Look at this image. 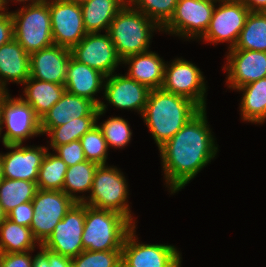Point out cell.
<instances>
[{"mask_svg": "<svg viewBox=\"0 0 266 267\" xmlns=\"http://www.w3.org/2000/svg\"><path fill=\"white\" fill-rule=\"evenodd\" d=\"M206 115V109H201L158 148L170 194L181 191L217 155L218 145Z\"/></svg>", "mask_w": 266, "mask_h": 267, "instance_id": "1", "label": "cell"}, {"mask_svg": "<svg viewBox=\"0 0 266 267\" xmlns=\"http://www.w3.org/2000/svg\"><path fill=\"white\" fill-rule=\"evenodd\" d=\"M200 110L192 100L159 88L150 91L141 117L159 148Z\"/></svg>", "mask_w": 266, "mask_h": 267, "instance_id": "2", "label": "cell"}, {"mask_svg": "<svg viewBox=\"0 0 266 267\" xmlns=\"http://www.w3.org/2000/svg\"><path fill=\"white\" fill-rule=\"evenodd\" d=\"M156 30L160 32L162 29L127 2L111 22L107 33L123 61L128 56L150 51V40Z\"/></svg>", "mask_w": 266, "mask_h": 267, "instance_id": "3", "label": "cell"}, {"mask_svg": "<svg viewBox=\"0 0 266 267\" xmlns=\"http://www.w3.org/2000/svg\"><path fill=\"white\" fill-rule=\"evenodd\" d=\"M135 225L122 214L97 209L85 204V223L82 234L84 250H121L125 237Z\"/></svg>", "mask_w": 266, "mask_h": 267, "instance_id": "4", "label": "cell"}, {"mask_svg": "<svg viewBox=\"0 0 266 267\" xmlns=\"http://www.w3.org/2000/svg\"><path fill=\"white\" fill-rule=\"evenodd\" d=\"M128 195V182L120 168L98 165L91 192L83 203L97 209L116 211L136 225L128 204Z\"/></svg>", "mask_w": 266, "mask_h": 267, "instance_id": "5", "label": "cell"}, {"mask_svg": "<svg viewBox=\"0 0 266 267\" xmlns=\"http://www.w3.org/2000/svg\"><path fill=\"white\" fill-rule=\"evenodd\" d=\"M10 13L14 39L29 55L54 44L49 0L43 4L22 6Z\"/></svg>", "mask_w": 266, "mask_h": 267, "instance_id": "6", "label": "cell"}, {"mask_svg": "<svg viewBox=\"0 0 266 267\" xmlns=\"http://www.w3.org/2000/svg\"><path fill=\"white\" fill-rule=\"evenodd\" d=\"M218 0H178L175 12L162 32L179 36L187 41L205 34Z\"/></svg>", "mask_w": 266, "mask_h": 267, "instance_id": "7", "label": "cell"}, {"mask_svg": "<svg viewBox=\"0 0 266 267\" xmlns=\"http://www.w3.org/2000/svg\"><path fill=\"white\" fill-rule=\"evenodd\" d=\"M76 202L65 192L38 189L32 200L33 217L30 229L33 237L42 245L55 226Z\"/></svg>", "mask_w": 266, "mask_h": 267, "instance_id": "8", "label": "cell"}, {"mask_svg": "<svg viewBox=\"0 0 266 267\" xmlns=\"http://www.w3.org/2000/svg\"><path fill=\"white\" fill-rule=\"evenodd\" d=\"M1 115L0 137L3 145L23 144L29 138L42 135L41 119L21 95L20 98H13L9 93L2 104ZM4 126L6 132L1 136Z\"/></svg>", "mask_w": 266, "mask_h": 267, "instance_id": "9", "label": "cell"}, {"mask_svg": "<svg viewBox=\"0 0 266 267\" xmlns=\"http://www.w3.org/2000/svg\"><path fill=\"white\" fill-rule=\"evenodd\" d=\"M135 229L136 225L125 237L121 267H181L182 255L175 246L141 243Z\"/></svg>", "mask_w": 266, "mask_h": 267, "instance_id": "10", "label": "cell"}, {"mask_svg": "<svg viewBox=\"0 0 266 267\" xmlns=\"http://www.w3.org/2000/svg\"><path fill=\"white\" fill-rule=\"evenodd\" d=\"M165 63L162 89L184 96L195 102L201 109H206L207 85L200 68L194 63L181 58H175L171 63Z\"/></svg>", "mask_w": 266, "mask_h": 267, "instance_id": "11", "label": "cell"}, {"mask_svg": "<svg viewBox=\"0 0 266 267\" xmlns=\"http://www.w3.org/2000/svg\"><path fill=\"white\" fill-rule=\"evenodd\" d=\"M210 24L205 34L199 39L203 42H228V49L234 48L250 10L240 0H218Z\"/></svg>", "mask_w": 266, "mask_h": 267, "instance_id": "12", "label": "cell"}, {"mask_svg": "<svg viewBox=\"0 0 266 267\" xmlns=\"http://www.w3.org/2000/svg\"><path fill=\"white\" fill-rule=\"evenodd\" d=\"M84 223L85 203L76 202L41 246L56 254L76 257L84 250L81 239Z\"/></svg>", "mask_w": 266, "mask_h": 267, "instance_id": "13", "label": "cell"}, {"mask_svg": "<svg viewBox=\"0 0 266 267\" xmlns=\"http://www.w3.org/2000/svg\"><path fill=\"white\" fill-rule=\"evenodd\" d=\"M49 10L54 45L72 49L87 34L80 3L49 0Z\"/></svg>", "mask_w": 266, "mask_h": 267, "instance_id": "14", "label": "cell"}, {"mask_svg": "<svg viewBox=\"0 0 266 267\" xmlns=\"http://www.w3.org/2000/svg\"><path fill=\"white\" fill-rule=\"evenodd\" d=\"M71 53L77 61L101 72L106 77L115 73L117 66L122 64L107 32L105 34L87 33L71 49Z\"/></svg>", "mask_w": 266, "mask_h": 267, "instance_id": "15", "label": "cell"}, {"mask_svg": "<svg viewBox=\"0 0 266 267\" xmlns=\"http://www.w3.org/2000/svg\"><path fill=\"white\" fill-rule=\"evenodd\" d=\"M226 85L236 90L246 84L266 78V52L229 49L226 54Z\"/></svg>", "mask_w": 266, "mask_h": 267, "instance_id": "16", "label": "cell"}, {"mask_svg": "<svg viewBox=\"0 0 266 267\" xmlns=\"http://www.w3.org/2000/svg\"><path fill=\"white\" fill-rule=\"evenodd\" d=\"M4 147L10 150L5 154L1 153L4 178L36 182L39 168L49 146L8 144Z\"/></svg>", "mask_w": 266, "mask_h": 267, "instance_id": "17", "label": "cell"}, {"mask_svg": "<svg viewBox=\"0 0 266 267\" xmlns=\"http://www.w3.org/2000/svg\"><path fill=\"white\" fill-rule=\"evenodd\" d=\"M150 91L127 74L113 73L105 78L102 94L110 106L121 110H134L142 115Z\"/></svg>", "mask_w": 266, "mask_h": 267, "instance_id": "18", "label": "cell"}, {"mask_svg": "<svg viewBox=\"0 0 266 267\" xmlns=\"http://www.w3.org/2000/svg\"><path fill=\"white\" fill-rule=\"evenodd\" d=\"M71 55V49L54 44L30 54V77L64 85Z\"/></svg>", "mask_w": 266, "mask_h": 267, "instance_id": "19", "label": "cell"}, {"mask_svg": "<svg viewBox=\"0 0 266 267\" xmlns=\"http://www.w3.org/2000/svg\"><path fill=\"white\" fill-rule=\"evenodd\" d=\"M98 106L91 100L65 90L60 100L41 118L42 135L52 127H58L80 117H97Z\"/></svg>", "mask_w": 266, "mask_h": 267, "instance_id": "20", "label": "cell"}, {"mask_svg": "<svg viewBox=\"0 0 266 267\" xmlns=\"http://www.w3.org/2000/svg\"><path fill=\"white\" fill-rule=\"evenodd\" d=\"M105 78L104 74L77 61L71 55L64 86L69 93L87 98L99 107L101 101L95 96L104 90Z\"/></svg>", "mask_w": 266, "mask_h": 267, "instance_id": "21", "label": "cell"}, {"mask_svg": "<svg viewBox=\"0 0 266 267\" xmlns=\"http://www.w3.org/2000/svg\"><path fill=\"white\" fill-rule=\"evenodd\" d=\"M30 77V55L13 38L0 46V88L9 82L23 84Z\"/></svg>", "mask_w": 266, "mask_h": 267, "instance_id": "22", "label": "cell"}, {"mask_svg": "<svg viewBox=\"0 0 266 267\" xmlns=\"http://www.w3.org/2000/svg\"><path fill=\"white\" fill-rule=\"evenodd\" d=\"M122 64L129 65L127 75L150 90L159 89L164 81L165 61L157 53L147 51L128 56Z\"/></svg>", "mask_w": 266, "mask_h": 267, "instance_id": "23", "label": "cell"}, {"mask_svg": "<svg viewBox=\"0 0 266 267\" xmlns=\"http://www.w3.org/2000/svg\"><path fill=\"white\" fill-rule=\"evenodd\" d=\"M128 0H84L80 3L87 33H101L108 28Z\"/></svg>", "mask_w": 266, "mask_h": 267, "instance_id": "24", "label": "cell"}, {"mask_svg": "<svg viewBox=\"0 0 266 267\" xmlns=\"http://www.w3.org/2000/svg\"><path fill=\"white\" fill-rule=\"evenodd\" d=\"M24 97L21 98L28 103L41 119L51 107L60 100L65 92V86L50 83L29 77L23 84Z\"/></svg>", "mask_w": 266, "mask_h": 267, "instance_id": "25", "label": "cell"}, {"mask_svg": "<svg viewBox=\"0 0 266 267\" xmlns=\"http://www.w3.org/2000/svg\"><path fill=\"white\" fill-rule=\"evenodd\" d=\"M235 91L243 92L239 106L243 121L263 124L266 121V78L246 84Z\"/></svg>", "mask_w": 266, "mask_h": 267, "instance_id": "26", "label": "cell"}, {"mask_svg": "<svg viewBox=\"0 0 266 267\" xmlns=\"http://www.w3.org/2000/svg\"><path fill=\"white\" fill-rule=\"evenodd\" d=\"M40 246L31 229L6 218L0 224V253H17L35 250Z\"/></svg>", "mask_w": 266, "mask_h": 267, "instance_id": "27", "label": "cell"}, {"mask_svg": "<svg viewBox=\"0 0 266 267\" xmlns=\"http://www.w3.org/2000/svg\"><path fill=\"white\" fill-rule=\"evenodd\" d=\"M97 167V163L87 160L68 167L62 191L75 202H84L86 195L83 192H91L93 177ZM78 193L83 195H76Z\"/></svg>", "mask_w": 266, "mask_h": 267, "instance_id": "28", "label": "cell"}, {"mask_svg": "<svg viewBox=\"0 0 266 267\" xmlns=\"http://www.w3.org/2000/svg\"><path fill=\"white\" fill-rule=\"evenodd\" d=\"M266 52V12H250L234 48Z\"/></svg>", "mask_w": 266, "mask_h": 267, "instance_id": "29", "label": "cell"}, {"mask_svg": "<svg viewBox=\"0 0 266 267\" xmlns=\"http://www.w3.org/2000/svg\"><path fill=\"white\" fill-rule=\"evenodd\" d=\"M37 190L36 182L4 178L0 182V205L8 214L16 206L32 201Z\"/></svg>", "mask_w": 266, "mask_h": 267, "instance_id": "30", "label": "cell"}, {"mask_svg": "<svg viewBox=\"0 0 266 267\" xmlns=\"http://www.w3.org/2000/svg\"><path fill=\"white\" fill-rule=\"evenodd\" d=\"M108 104L101 101L98 109L99 112L97 114V125L101 128L104 138L106 140L107 146L116 148H125L128 146V143L131 141L132 130L130 129V125L128 120L126 121L124 118L115 116L109 117L103 123L98 124L99 117L105 114Z\"/></svg>", "mask_w": 266, "mask_h": 267, "instance_id": "31", "label": "cell"}, {"mask_svg": "<svg viewBox=\"0 0 266 267\" xmlns=\"http://www.w3.org/2000/svg\"><path fill=\"white\" fill-rule=\"evenodd\" d=\"M97 124V117H80L67 124L49 128L44 135L50 137V147L54 150L57 146L71 143L80 138Z\"/></svg>", "mask_w": 266, "mask_h": 267, "instance_id": "32", "label": "cell"}, {"mask_svg": "<svg viewBox=\"0 0 266 267\" xmlns=\"http://www.w3.org/2000/svg\"><path fill=\"white\" fill-rule=\"evenodd\" d=\"M67 168L61 158L47 151L38 172V189L62 191Z\"/></svg>", "mask_w": 266, "mask_h": 267, "instance_id": "33", "label": "cell"}, {"mask_svg": "<svg viewBox=\"0 0 266 267\" xmlns=\"http://www.w3.org/2000/svg\"><path fill=\"white\" fill-rule=\"evenodd\" d=\"M128 3L162 29L172 18L178 0H128Z\"/></svg>", "mask_w": 266, "mask_h": 267, "instance_id": "34", "label": "cell"}, {"mask_svg": "<svg viewBox=\"0 0 266 267\" xmlns=\"http://www.w3.org/2000/svg\"><path fill=\"white\" fill-rule=\"evenodd\" d=\"M80 142L87 161L98 165L107 164L109 149L102 130L97 124L80 138Z\"/></svg>", "mask_w": 266, "mask_h": 267, "instance_id": "35", "label": "cell"}, {"mask_svg": "<svg viewBox=\"0 0 266 267\" xmlns=\"http://www.w3.org/2000/svg\"><path fill=\"white\" fill-rule=\"evenodd\" d=\"M75 267H121V250H83L72 258Z\"/></svg>", "mask_w": 266, "mask_h": 267, "instance_id": "36", "label": "cell"}, {"mask_svg": "<svg viewBox=\"0 0 266 267\" xmlns=\"http://www.w3.org/2000/svg\"><path fill=\"white\" fill-rule=\"evenodd\" d=\"M53 151L66 163L67 167L86 161L80 140L57 146Z\"/></svg>", "mask_w": 266, "mask_h": 267, "instance_id": "37", "label": "cell"}, {"mask_svg": "<svg viewBox=\"0 0 266 267\" xmlns=\"http://www.w3.org/2000/svg\"><path fill=\"white\" fill-rule=\"evenodd\" d=\"M40 252L33 256L32 267H70L72 258L53 253L41 245Z\"/></svg>", "mask_w": 266, "mask_h": 267, "instance_id": "38", "label": "cell"}, {"mask_svg": "<svg viewBox=\"0 0 266 267\" xmlns=\"http://www.w3.org/2000/svg\"><path fill=\"white\" fill-rule=\"evenodd\" d=\"M34 250L17 253H0L2 267H32Z\"/></svg>", "mask_w": 266, "mask_h": 267, "instance_id": "39", "label": "cell"}, {"mask_svg": "<svg viewBox=\"0 0 266 267\" xmlns=\"http://www.w3.org/2000/svg\"><path fill=\"white\" fill-rule=\"evenodd\" d=\"M33 217L32 201L22 203L16 206L7 214V218L18 225L27 226L30 228Z\"/></svg>", "mask_w": 266, "mask_h": 267, "instance_id": "40", "label": "cell"}, {"mask_svg": "<svg viewBox=\"0 0 266 267\" xmlns=\"http://www.w3.org/2000/svg\"><path fill=\"white\" fill-rule=\"evenodd\" d=\"M13 19L9 11L0 14V46L14 38Z\"/></svg>", "mask_w": 266, "mask_h": 267, "instance_id": "41", "label": "cell"}, {"mask_svg": "<svg viewBox=\"0 0 266 267\" xmlns=\"http://www.w3.org/2000/svg\"><path fill=\"white\" fill-rule=\"evenodd\" d=\"M250 12H266V0H240Z\"/></svg>", "mask_w": 266, "mask_h": 267, "instance_id": "42", "label": "cell"}, {"mask_svg": "<svg viewBox=\"0 0 266 267\" xmlns=\"http://www.w3.org/2000/svg\"><path fill=\"white\" fill-rule=\"evenodd\" d=\"M1 1V3H2V6H3V8L5 9V11H8V9H7V7L6 6H8L7 4L11 1H13V2H22L23 3V6H26V5H38V4H43V3H46L48 0H0ZM26 2H28V3H26ZM30 2V3H29ZM26 3V4H25Z\"/></svg>", "mask_w": 266, "mask_h": 267, "instance_id": "43", "label": "cell"}, {"mask_svg": "<svg viewBox=\"0 0 266 267\" xmlns=\"http://www.w3.org/2000/svg\"><path fill=\"white\" fill-rule=\"evenodd\" d=\"M9 90H6V89H3V88H0V127H1V113H2V104L6 98V96L9 94L8 92Z\"/></svg>", "mask_w": 266, "mask_h": 267, "instance_id": "44", "label": "cell"}, {"mask_svg": "<svg viewBox=\"0 0 266 267\" xmlns=\"http://www.w3.org/2000/svg\"><path fill=\"white\" fill-rule=\"evenodd\" d=\"M7 218V214L2 209V206L0 205V224Z\"/></svg>", "mask_w": 266, "mask_h": 267, "instance_id": "45", "label": "cell"}, {"mask_svg": "<svg viewBox=\"0 0 266 267\" xmlns=\"http://www.w3.org/2000/svg\"><path fill=\"white\" fill-rule=\"evenodd\" d=\"M4 179L3 176V164H2V160H1V153H0V182Z\"/></svg>", "mask_w": 266, "mask_h": 267, "instance_id": "46", "label": "cell"}, {"mask_svg": "<svg viewBox=\"0 0 266 267\" xmlns=\"http://www.w3.org/2000/svg\"><path fill=\"white\" fill-rule=\"evenodd\" d=\"M4 12H5V9L3 8L2 3H1V1H0V14H2V13H4Z\"/></svg>", "mask_w": 266, "mask_h": 267, "instance_id": "47", "label": "cell"}, {"mask_svg": "<svg viewBox=\"0 0 266 267\" xmlns=\"http://www.w3.org/2000/svg\"><path fill=\"white\" fill-rule=\"evenodd\" d=\"M63 1H69V2H78V3H81V2L84 1V0H63Z\"/></svg>", "mask_w": 266, "mask_h": 267, "instance_id": "48", "label": "cell"}]
</instances>
